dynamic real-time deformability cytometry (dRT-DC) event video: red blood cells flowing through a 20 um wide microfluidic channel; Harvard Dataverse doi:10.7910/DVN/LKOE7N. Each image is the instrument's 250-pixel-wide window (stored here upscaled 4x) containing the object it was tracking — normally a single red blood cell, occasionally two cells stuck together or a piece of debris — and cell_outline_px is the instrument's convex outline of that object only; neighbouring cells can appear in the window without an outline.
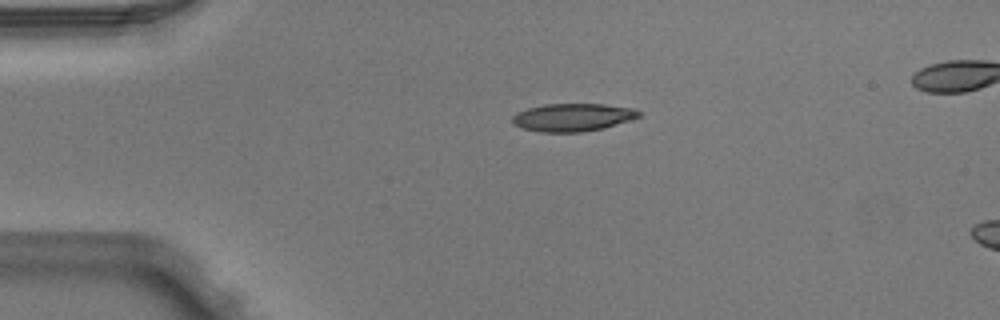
{"species": "Egyptian fruit bat (a non-hibernating species)", "species_latin": "Rousettus aegyptiacus", "temperature_condition": "warm", "stored_images_in_passage": 2, "camera_frame_rate_fps": 3000, "um_per_image_px": 0.085, "animal": {"sex": "male"}, "frame": {"image": 1, "passage_image": 1, "time_ms": 0.0, "image_size_px": [1000, 320], "cell_outline_px": [[640, 116], [604, 128], [580, 132], [540, 132], [520, 128], [512, 124], [512, 116], [516, 112], [528, 108], [544, 104], [604, 104], [632, 108], [640, 112]], "centroid_in_image_um": [48.61, 9.97], "position_along_channel_um": 36.4, "area_um2": 20.52}}